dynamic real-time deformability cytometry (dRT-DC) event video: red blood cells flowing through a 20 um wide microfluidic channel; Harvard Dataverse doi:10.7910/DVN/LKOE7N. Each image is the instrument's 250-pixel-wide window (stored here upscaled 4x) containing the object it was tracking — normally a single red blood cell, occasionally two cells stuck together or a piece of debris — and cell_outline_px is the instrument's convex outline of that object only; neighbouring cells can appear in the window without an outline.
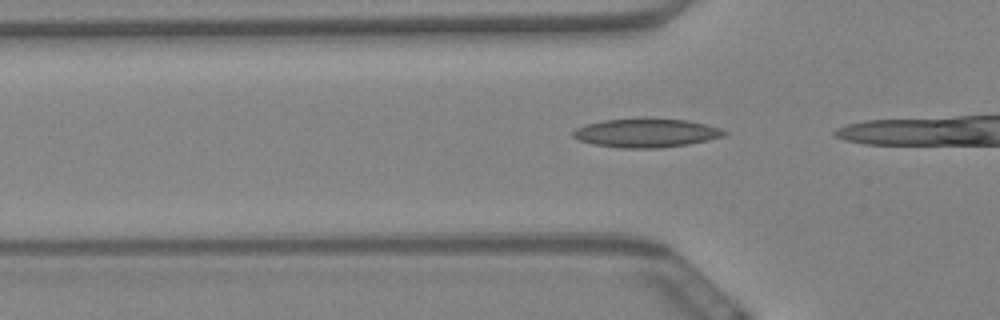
{"species": "Egyptian fruit bat (a non-hibernating species)", "species_latin": "Rousettus aegyptiacus", "temperature_condition": "warm", "stored_images_in_passage": 8, "camera_frame_rate_fps": 3000, "um_per_image_px": 0.085, "animal": {"sex": "female"}, "frame": {"image": 1, "passage_image": 3, "time_ms": 0.667, "image_size_px": [1000, 320], "cell_outline_px": [[728, 132], [724, 136], [688, 144], [660, 148], [620, 148], [592, 144], [580, 140], [572, 136], [572, 132], [576, 128], [584, 124], [604, 120], [688, 120], [720, 128]], "centroid_in_image_um": [54.9, 11.33], "position_along_channel_um": 70.9, "area_um2": 24.74}}
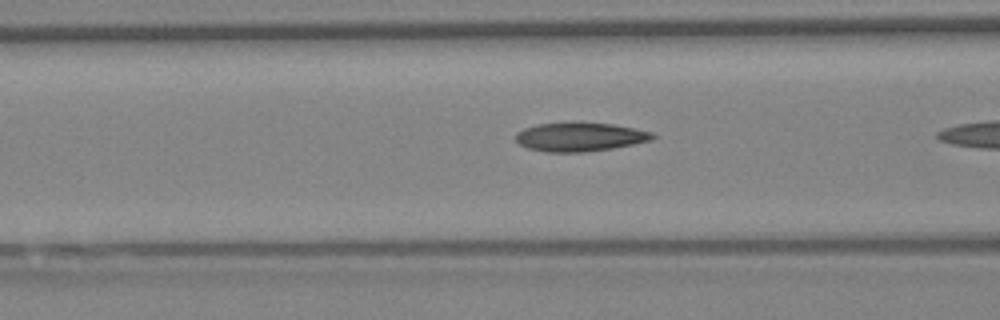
{"frame": {"image": 2, "passage_image": 7, "time_ms": 2.0, "image_size_px": [1000, 320], "cell_outline_px": [[656, 136], [652, 140], [612, 148], [584, 152], [548, 152], [528, 148], [520, 144], [516, 140], [516, 132], [524, 128], [536, 124], [572, 120], [576, 120], [612, 124], [636, 128], [652, 132]], "centroid_in_image_um": [49.28, 11.59], "position_along_channel_um": 117.3, "area_um2": 23.58}}